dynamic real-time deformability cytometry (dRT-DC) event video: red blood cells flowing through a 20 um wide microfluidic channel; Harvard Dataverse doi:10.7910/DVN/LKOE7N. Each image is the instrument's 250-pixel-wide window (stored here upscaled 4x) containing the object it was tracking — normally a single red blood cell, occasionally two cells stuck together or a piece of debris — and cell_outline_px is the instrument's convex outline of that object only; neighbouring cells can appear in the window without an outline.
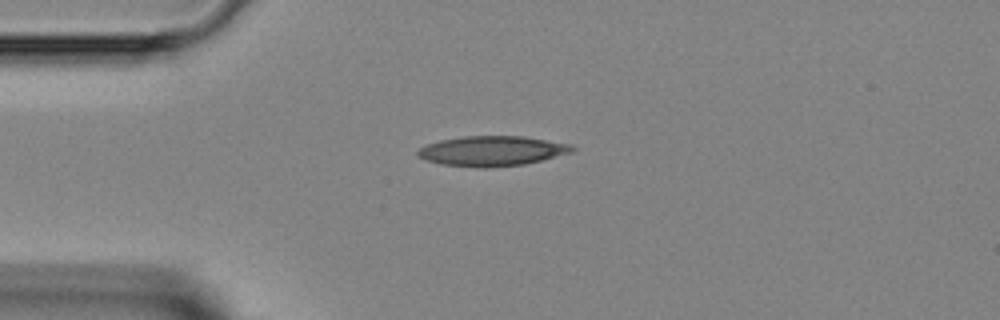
{"species": "Egyptian fruit bat (a non-hibernating species)", "species_latin": "Rousettus aegyptiacus", "temperature_condition": "room temperature", "stored_images_in_passage": 36, "camera_frame_rate_fps": 3000, "um_per_image_px": 0.085, "animal": {"sex": "female"}, "frame": {"image": 1, "passage_image": 1, "time_ms": 0.0, "image_size_px": [1000, 320], "cell_outline_px": [[576, 148], [572, 152], [524, 164], [488, 168], [480, 168], [440, 164], [424, 160], [416, 152], [420, 148], [428, 144], [440, 140], [464, 136], [524, 136], [572, 144]], "centroid_in_image_um": [41.82, 12.83], "position_along_channel_um": 43.2, "area_um2": 26.99}}
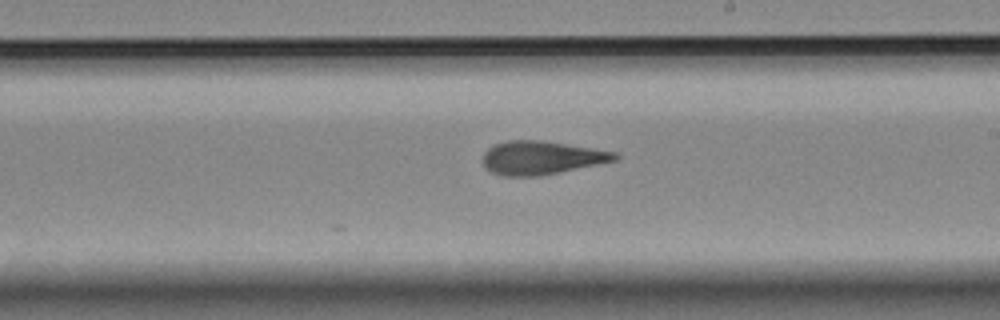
{"frame": {"image": 2, "passage_image": 16, "time_ms": 5.0, "image_size_px": [1000, 320], "cell_outline_px": [[620, 156], [616, 160], [536, 176], [504, 176], [492, 172], [484, 168], [480, 160], [484, 152], [492, 144], [508, 140], [540, 140], [592, 148], [616, 152]], "centroid_in_image_um": [45.92, 13.39], "position_along_channel_um": 243.1, "area_um2": 25.61}}
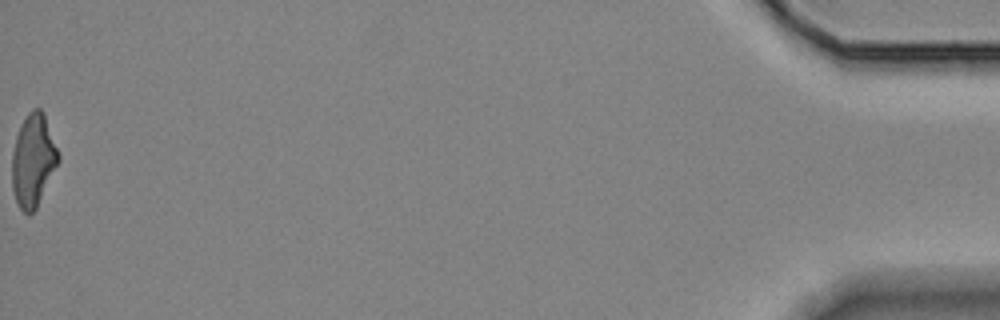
{"frame": {"image": 3, "passage_image": 36, "time_ms": 11.667, "image_size_px": [1000, 320], "cell_outline_px": [[60, 160], [36, 208], [32, 212], [24, 212], [20, 208], [16, 200], [12, 188], [12, 152], [16, 136], [20, 124], [28, 112], [32, 108], [40, 108], [44, 112], [60, 156]], "centroid_in_image_um": [2.82, 13.58], "position_along_channel_um": 432.4, "area_um2": 24.97}}